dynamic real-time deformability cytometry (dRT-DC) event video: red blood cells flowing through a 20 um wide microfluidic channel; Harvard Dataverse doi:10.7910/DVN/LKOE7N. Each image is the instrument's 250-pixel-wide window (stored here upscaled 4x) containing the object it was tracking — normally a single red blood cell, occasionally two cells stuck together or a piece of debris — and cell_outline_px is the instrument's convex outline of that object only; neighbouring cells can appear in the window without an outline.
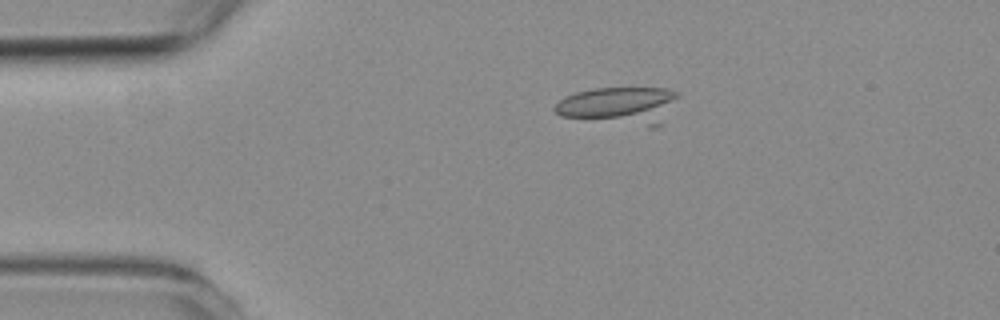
{"species": "common noctule bat (a hibernating species)", "species_latin": "Nyctalus noctula", "temperature_condition": "room temperature", "stored_images_in_passage": 6, "camera_frame_rate_fps": 3000, "um_per_image_px": 0.085, "animal": {"sex": "female", "body_mass_g": 19.3, "forearm_length_mm": 54.1}, "frame": {"image": 1, "passage_image": 4, "time_ms": 3.333, "image_size_px": [1000, 320], "cell_outline_px": [[680, 96], [660, 124], [656, 128], [648, 128], [560, 116], [552, 108], [564, 96], [576, 92], [592, 88], [668, 88], [680, 92]], "centroid_in_image_um": [52.67, 8.98], "position_along_channel_um": 32.3, "area_um2": 27.46}}